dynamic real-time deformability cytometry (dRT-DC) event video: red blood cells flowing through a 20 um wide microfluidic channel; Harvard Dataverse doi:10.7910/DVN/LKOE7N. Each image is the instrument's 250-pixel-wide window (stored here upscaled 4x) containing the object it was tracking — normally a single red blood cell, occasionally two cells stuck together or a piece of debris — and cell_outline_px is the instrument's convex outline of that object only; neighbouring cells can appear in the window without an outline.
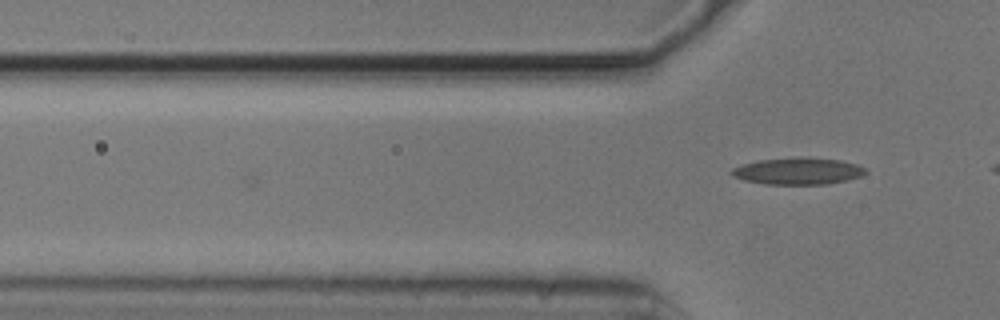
{"species": "common noctule bat (a hibernating species)", "species_latin": "Nyctalus noctula", "temperature_condition": "cold", "stored_images_in_passage": 8, "camera_frame_rate_fps": 3000, "um_per_image_px": 0.085, "animal": {"sex": "male", "body_mass_g": 20.5, "forearm_length_mm": 52.5}, "frame": {"image": 1, "passage_image": 8, "time_ms": 2.333, "image_size_px": [1000, 320], "cell_outline_px": [[868, 172], [860, 176], [844, 180], [824, 184], [764, 184], [744, 180], [732, 176], [728, 172], [732, 168], [740, 164], [760, 160], [800, 156], [804, 156], [840, 160], [856, 164], [864, 168]], "centroid_in_image_um": [67.76, 14.53], "position_along_channel_um": 58.0, "area_um2": 21.04}}